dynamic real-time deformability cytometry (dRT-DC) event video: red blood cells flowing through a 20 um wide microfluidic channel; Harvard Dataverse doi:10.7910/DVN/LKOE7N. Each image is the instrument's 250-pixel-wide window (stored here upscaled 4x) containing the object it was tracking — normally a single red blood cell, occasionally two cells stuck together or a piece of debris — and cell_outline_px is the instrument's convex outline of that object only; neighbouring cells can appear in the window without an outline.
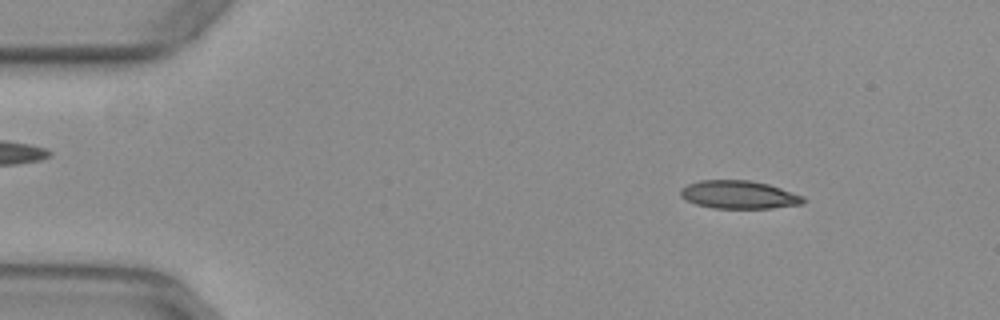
{"species": "common noctule bat (a hibernating species)", "species_latin": "Nyctalus noctula", "temperature_condition": "warm", "stored_images_in_passage": 51, "camera_frame_rate_fps": 3000, "um_per_image_px": 0.085, "animal": {"sex": "female", "body_mass_g": 29.2, "forearm_length_mm": 56.3}, "frame": {"image": 1, "passage_image": 6, "time_ms": 1.667, "image_size_px": [1000, 320], "cell_outline_px": [[804, 204], [772, 208], [712, 208], [696, 204], [680, 196], [680, 188], [688, 184], [700, 180], [748, 180], [768, 184], [804, 196]], "centroid_in_image_um": [62.8, 16.55], "position_along_channel_um": 22.2, "area_um2": 20.06}}
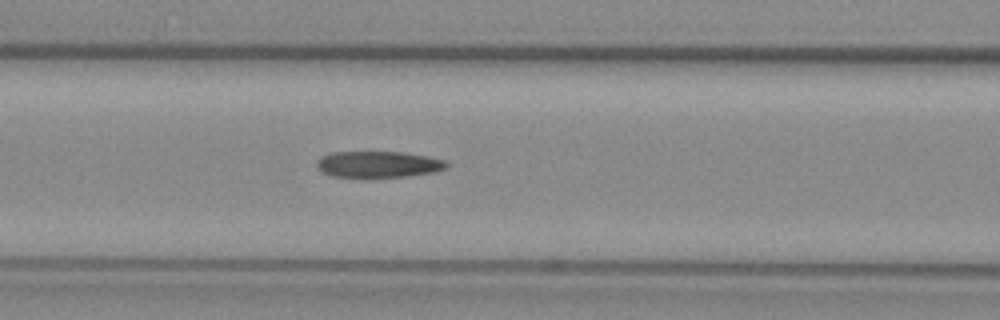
{"frame": {"image": 2, "passage_image": 21, "time_ms": 6.667, "image_size_px": [1000, 320], "cell_outline_px": [[448, 168], [436, 172], [408, 176], [368, 180], [360, 180], [332, 176], [320, 172], [316, 164], [316, 160], [320, 156], [332, 152], [404, 152], [444, 160], [448, 164]], "centroid_in_image_um": [32.08, 14.02], "position_along_channel_um": 134.5, "area_um2": 20.98}}
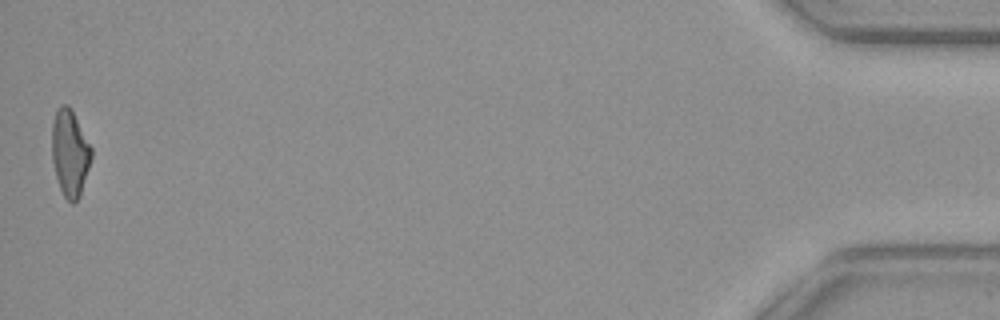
{"frame": {"image": 3, "passage_image": 51, "time_ms": 16.667, "image_size_px": [1000, 320], "cell_outline_px": [[92, 156], [80, 196], [72, 204], [64, 196], [60, 188], [56, 176], [52, 160], [52, 124], [56, 108], [60, 104], [68, 104], [92, 148]], "centroid_in_image_um": [5.93, 12.99], "position_along_channel_um": 429.3, "area_um2": 19.77}, "authors_computed_cell_mechanics": {"area_um2": 20.6924, "velocity_mm_per_s": 3.943, "shape_relaxation_time_tau1_ms": null, "shape_relaxation_time_tau2_ms": 4.1513, "deformation_change_tau1": null, "deformation_change_tau2": 0.1476}}